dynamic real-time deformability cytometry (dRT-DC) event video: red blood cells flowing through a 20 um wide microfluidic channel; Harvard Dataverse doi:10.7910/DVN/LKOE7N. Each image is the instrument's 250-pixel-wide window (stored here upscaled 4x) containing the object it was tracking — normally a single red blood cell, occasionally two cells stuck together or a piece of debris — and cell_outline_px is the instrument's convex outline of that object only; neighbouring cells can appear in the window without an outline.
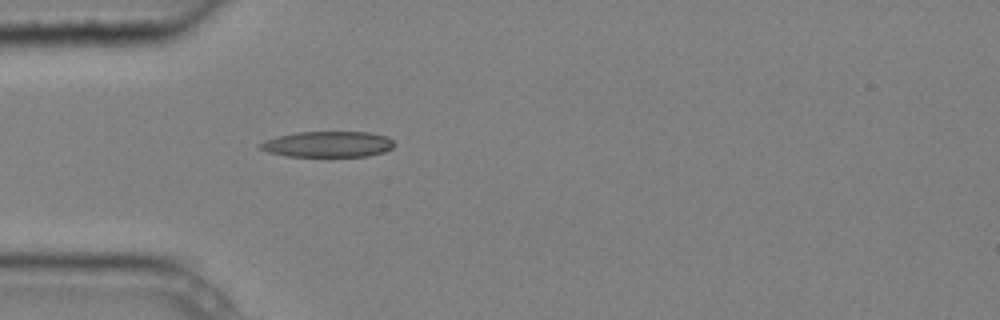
{"species": "common noctule bat (a hibernating species)", "species_latin": "Nyctalus noctula", "temperature_condition": "cold", "stored_images_in_passage": 1, "camera_frame_rate_fps": 3000, "um_per_image_px": 0.085, "animal": {"sex": "male", "body_mass_g": 20.4}, "frame": {"image": 1, "passage_image": 1, "time_ms": 0.0, "image_size_px": [1000, 320], "cell_outline_px": [[396, 144], [392, 148], [384, 152], [368, 156], [288, 156], [268, 152], [260, 148], [260, 144], [264, 140], [296, 132], [368, 132], [388, 136]], "centroid_in_image_um": [27.92, 12.25], "position_along_channel_um": 57.1, "area_um2": 20.11}}